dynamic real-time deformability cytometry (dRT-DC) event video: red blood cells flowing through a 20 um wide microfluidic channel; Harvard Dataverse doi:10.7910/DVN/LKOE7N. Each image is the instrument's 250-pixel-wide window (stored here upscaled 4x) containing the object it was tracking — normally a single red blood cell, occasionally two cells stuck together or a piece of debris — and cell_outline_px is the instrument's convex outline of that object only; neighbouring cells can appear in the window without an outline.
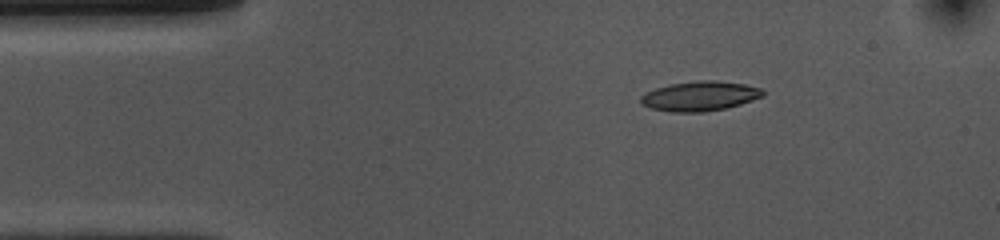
{"species": "common noctule bat (a hibernating species)", "species_latin": "Nyctalus noctula", "temperature_condition": "cold", "stored_images_in_passage": 46, "camera_frame_rate_fps": 3000, "um_per_image_px": 0.085, "animal": {"sex": "female", "body_mass_g": 10.0, "forearm_length_mm": 53.1}, "frame": {"image": 1, "passage_image": 1, "time_ms": 0.0, "image_size_px": [1000, 240], "cell_outline_px": [[764, 96], [740, 104], [724, 108], [704, 112], [672, 112], [652, 108], [640, 104], [640, 96], [656, 88], [668, 84], [696, 80], [716, 80], [744, 84], [764, 88]], "centroid_in_image_um": [59.5, 8.16], "position_along_channel_um": 25.5, "area_um2": 21.21}}
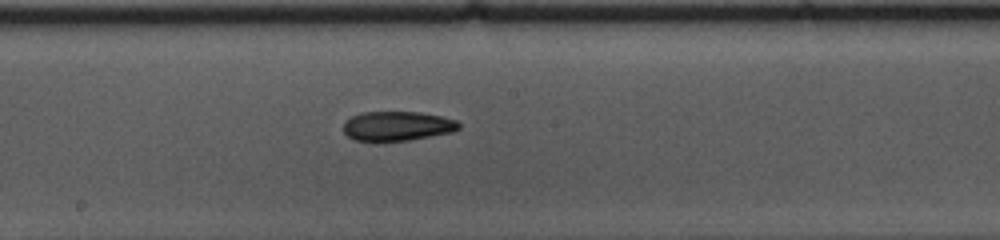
{"frame": {"image": 2, "passage_image": 20, "time_ms": 6.333, "image_size_px": [1000, 240], "cell_outline_px": [[460, 128], [452, 132], [408, 140], [356, 140], [348, 136], [344, 132], [344, 120], [360, 112], [420, 112], [440, 116], [456, 120], [460, 124]], "centroid_in_image_um": [33.76, 10.69], "position_along_channel_um": 214.4, "area_um2": 19.59}}
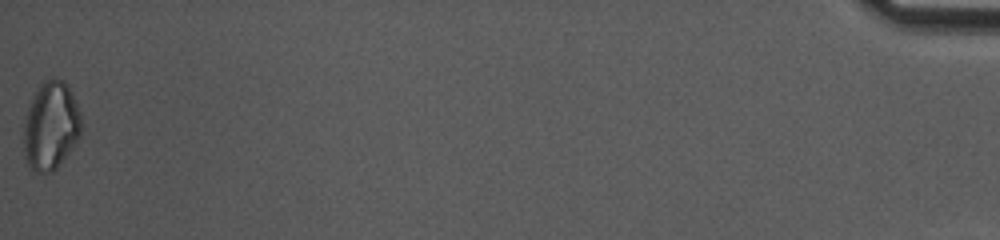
{"frame": {"image": 3, "passage_image": 46, "time_ms": 15.0, "image_size_px": [1000, 240], "cell_outline_px": [[80, 136], [56, 168], [52, 172], [36, 172], [28, 164], [24, 156], [24, 124], [28, 108], [40, 84], [44, 80], [56, 76], [64, 80], [68, 84], [80, 112]], "centroid_in_image_um": [4.32, 10.66], "position_along_channel_um": 430.9, "area_um2": 29.3}, "authors_computed_cell_mechanics": {"area_um2": 20.7791, "velocity_mm_per_s": 3.712, "shape_relaxation_time_tau1_ms": 4.4362, "shape_relaxation_time_tau2_ms": 5.7608, "deformation_change_tau1": 0.1314, "deformation_change_tau2": 0.131}}